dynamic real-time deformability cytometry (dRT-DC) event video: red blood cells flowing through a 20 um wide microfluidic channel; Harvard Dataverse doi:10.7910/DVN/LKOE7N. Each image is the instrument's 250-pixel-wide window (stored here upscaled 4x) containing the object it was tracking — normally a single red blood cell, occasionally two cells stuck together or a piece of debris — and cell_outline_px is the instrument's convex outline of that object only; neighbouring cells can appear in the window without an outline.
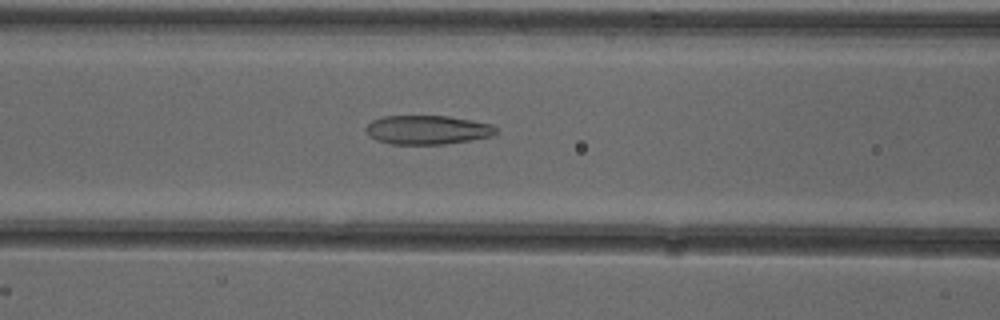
{"species": "common noctule bat (a hibernating species)", "species_latin": "Nyctalus noctula", "temperature_condition": "cold", "stored_images_in_passage": 51, "camera_frame_rate_fps": 3000, "um_per_image_px": 0.085, "animal": {"sex": "female"}, "frame": {"image": 1, "passage_image": 21, "time_ms": 6.667, "image_size_px": [1000, 320], "cell_outline_px": [[496, 132], [492, 136], [472, 140], [444, 144], [392, 144], [376, 140], [368, 136], [364, 128], [372, 120], [384, 116], [448, 116], [472, 120], [492, 124], [496, 128]], "centroid_in_image_um": [36.31, 11.04], "position_along_channel_um": 130.3, "area_um2": 22.08}}
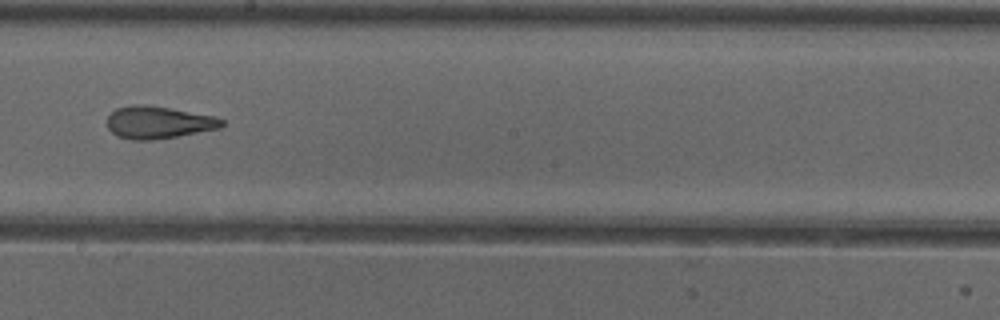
{"frame": {"image": 2, "passage_image": 29, "time_ms": 9.333, "image_size_px": [1000, 320], "cell_outline_px": [[224, 124], [220, 128], [176, 136], [152, 140], [132, 140], [116, 136], [108, 128], [108, 116], [116, 108], [128, 104], [144, 104], [172, 108], [216, 116], [224, 120]], "centroid_in_image_um": [13.45, 10.39], "position_along_channel_um": 234.7, "area_um2": 21.79}}
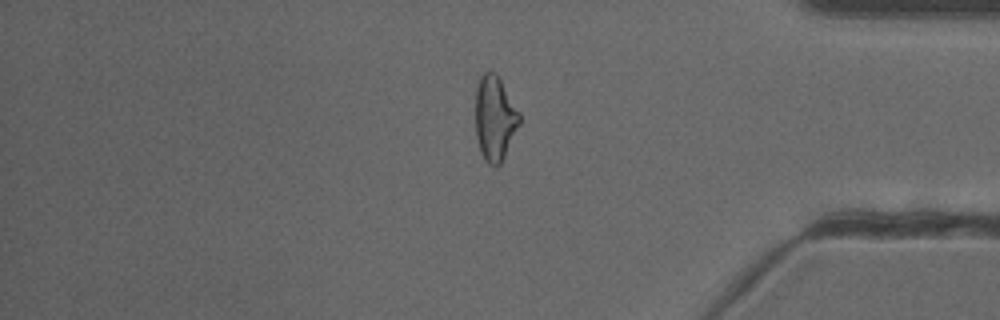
{"frame": {"image": 3, "passage_image": 43, "time_ms": 14.0, "image_size_px": [1000, 320], "cell_outline_px": [[520, 124], [500, 164], [496, 168], [488, 164], [484, 160], [480, 152], [476, 136], [476, 84], [480, 76], [484, 72], [496, 72], [520, 112]], "centroid_in_image_um": [42.05, 10.06], "position_along_channel_um": 393.1, "area_um2": 21.91}, "authors_computed_cell_mechanics": {"area_um2": 22.542, "velocity_mm_per_s": 3.908, "shape_relaxation_time_tau1_ms": null, "shape_relaxation_time_tau2_ms": 2.0454, "deformation_change_tau1": null, "deformation_change_tau2": 0.1083}}